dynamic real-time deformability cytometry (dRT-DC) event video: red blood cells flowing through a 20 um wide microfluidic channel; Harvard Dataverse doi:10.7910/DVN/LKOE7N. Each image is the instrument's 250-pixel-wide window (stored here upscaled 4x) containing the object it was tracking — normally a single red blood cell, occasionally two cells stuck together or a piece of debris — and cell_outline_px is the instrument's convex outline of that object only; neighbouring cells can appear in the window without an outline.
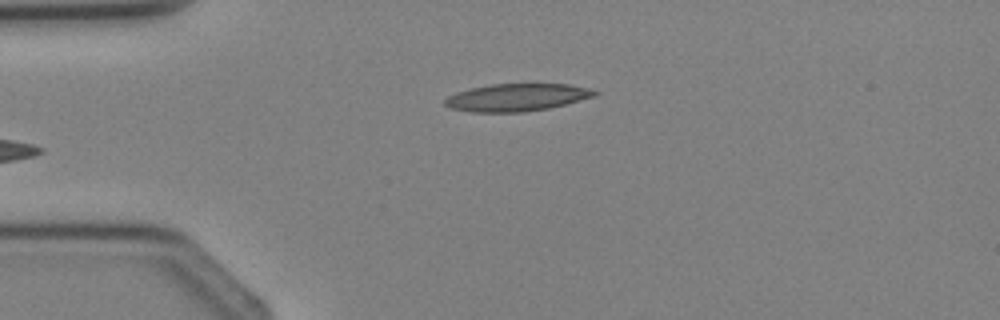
{"species": "Egyptian fruit bat (a non-hibernating species)", "species_latin": "Rousettus aegyptiacus", "temperature_condition": "cold", "stored_images_in_passage": 4, "camera_frame_rate_fps": 3000, "um_per_image_px": 0.085, "animal": {"sex": "female"}, "frame": {"image": 1, "passage_image": 4, "time_ms": 3.667, "image_size_px": [1000, 320], "cell_outline_px": [[600, 92], [596, 96], [548, 108], [524, 112], [472, 112], [452, 108], [444, 104], [444, 100], [448, 96], [456, 92], [472, 88], [492, 84], [568, 84], [592, 88]], "centroid_in_image_um": [43.96, 8.27], "position_along_channel_um": 41.0, "area_um2": 23.93}}